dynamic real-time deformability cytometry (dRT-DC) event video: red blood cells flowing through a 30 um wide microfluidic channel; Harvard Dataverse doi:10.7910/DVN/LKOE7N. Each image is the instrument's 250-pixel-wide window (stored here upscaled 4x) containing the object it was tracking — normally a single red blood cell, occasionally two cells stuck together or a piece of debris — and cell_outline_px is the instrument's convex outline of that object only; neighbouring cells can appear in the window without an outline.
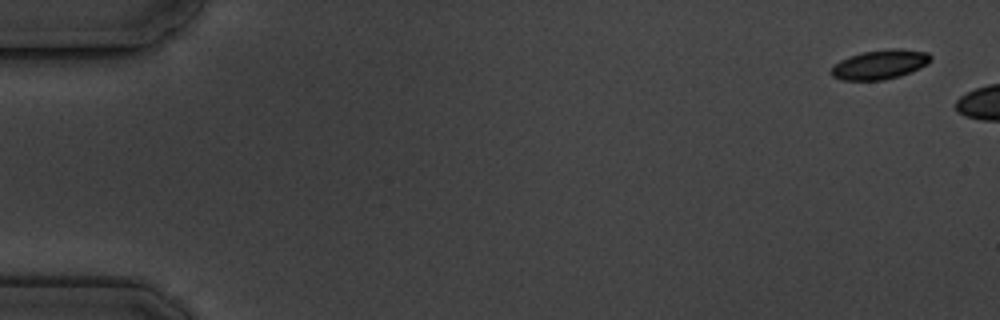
{"species": "common noctule bat (a hibernating species)", "species_latin": "Nyctalus noctula", "temperature_condition": "cold", "stored_images_in_passage": 3, "camera_frame_rate_fps": 3000, "um_per_image_px": 0.085, "animal": {"sex": "male", "body_mass_g": 19.5, "forearm_length_mm": 54.6}, "frame": {"image": 1, "passage_image": 1, "time_ms": 0.0, "image_size_px": [1000, 320], "cell_outline_px": [[932, 60], [928, 64], [920, 68], [900, 76], [884, 80], [840, 80], [832, 76], [828, 72], [840, 60], [848, 56], [864, 52], [892, 48], [900, 48], [928, 52], [932, 56]], "centroid_in_image_um": [74.81, 5.48], "position_along_channel_um": 10.2, "area_um2": 17.22}}